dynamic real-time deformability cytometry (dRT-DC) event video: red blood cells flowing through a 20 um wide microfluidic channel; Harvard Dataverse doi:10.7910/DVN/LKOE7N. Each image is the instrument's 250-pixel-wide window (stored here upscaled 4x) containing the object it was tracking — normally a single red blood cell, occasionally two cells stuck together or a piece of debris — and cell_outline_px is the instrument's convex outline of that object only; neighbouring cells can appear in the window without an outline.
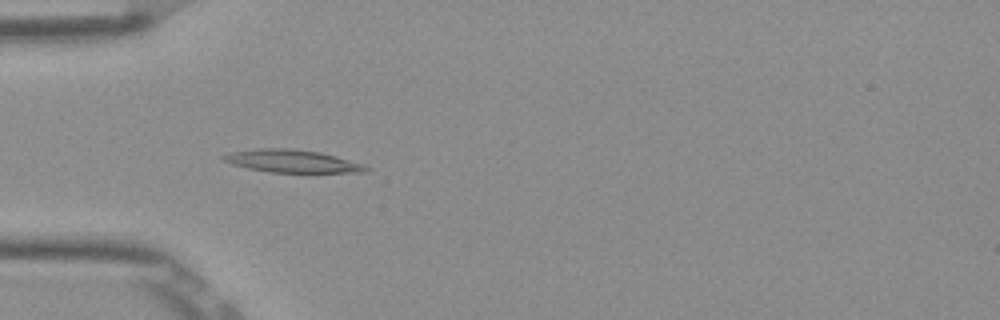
{"species": "Egyptian fruit bat (a non-hibernating species)", "species_latin": "Rousettus aegyptiacus", "temperature_condition": "room temperature", "stored_images_in_passage": 53, "camera_frame_rate_fps": 3000, "um_per_image_px": 0.085, "frame": {"image": 1, "passage_image": 17, "time_ms": 5.333, "image_size_px": [1000, 320], "cell_outline_px": [[372, 168], [368, 172], [268, 172], [248, 168], [232, 164], [224, 160], [220, 156], [228, 152], [256, 148], [292, 148], [320, 152], [336, 156], [364, 164]], "centroid_in_image_um": [24.83, 13.69], "position_along_channel_um": 60.2, "area_um2": 19.02}}
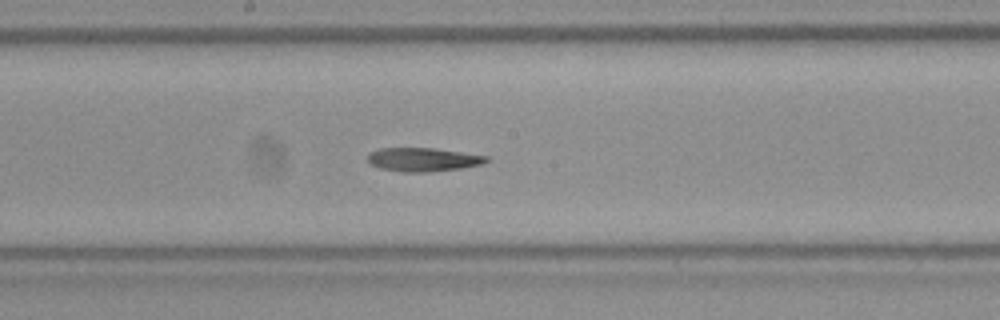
{"frame": {"image": 2, "passage_image": 29, "time_ms": 9.333, "image_size_px": [1000, 320], "cell_outline_px": [[488, 160], [484, 164], [460, 168], [428, 172], [404, 172], [380, 168], [368, 164], [368, 156], [372, 152], [380, 148], [436, 148], [488, 156]], "centroid_in_image_um": [35.97, 13.56], "position_along_channel_um": 212.2, "area_um2": 16.36}}
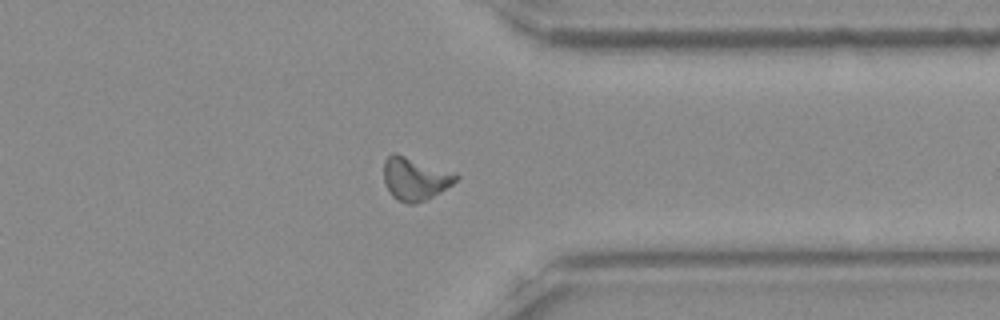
{"frame": {"image": 3, "passage_image": 42, "time_ms": 13.667, "image_size_px": [1000, 320], "cell_outline_px": [[460, 176], [452, 184], [440, 192], [416, 204], [408, 204], [396, 200], [392, 196], [384, 184], [384, 160], [392, 152], [396, 152], [456, 172]], "centroid_in_image_um": [35.27, 15.17], "position_along_channel_um": 376.1, "area_um2": 18.38}}